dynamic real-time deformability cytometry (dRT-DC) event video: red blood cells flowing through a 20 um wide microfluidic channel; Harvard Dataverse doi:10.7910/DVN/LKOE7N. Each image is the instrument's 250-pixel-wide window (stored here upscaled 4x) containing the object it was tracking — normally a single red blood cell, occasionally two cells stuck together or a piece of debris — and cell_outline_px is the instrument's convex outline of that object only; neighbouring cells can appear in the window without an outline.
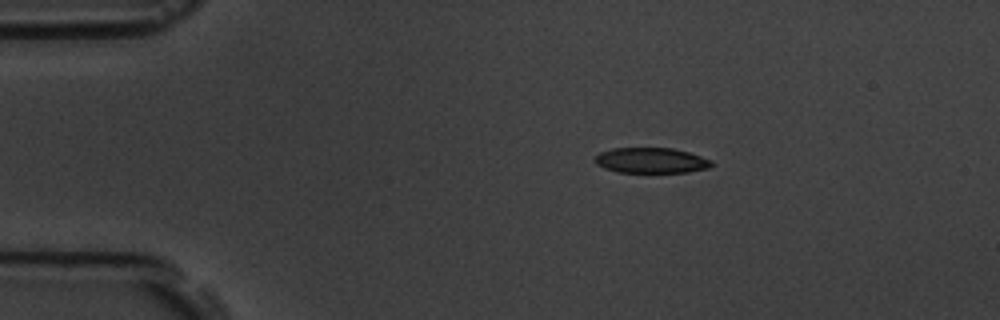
{"species": "common noctule bat (a hibernating species)", "species_latin": "Nyctalus noctula", "temperature_condition": "room temperature", "stored_images_in_passage": 46, "camera_frame_rate_fps": 3000, "um_per_image_px": 0.085, "animal": {"sex": "male", "body_mass_g": 19.5, "forearm_length_mm": 54.6}, "frame": {"image": 1, "passage_image": 1, "time_ms": 0.0, "image_size_px": [1000, 320], "cell_outline_px": [[712, 164], [708, 168], [688, 172], [616, 172], [604, 168], [596, 164], [592, 160], [600, 152], [612, 148], [672, 148], [688, 152], [712, 160]], "centroid_in_image_um": [55.3, 13.63], "position_along_channel_um": 29.7, "area_um2": 17.28}}
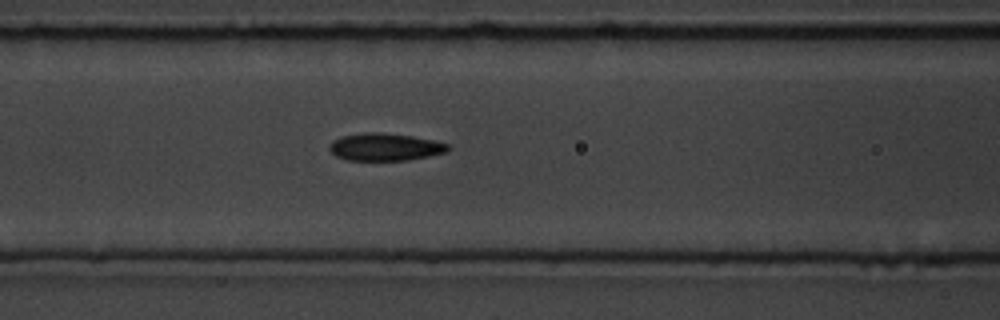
{"frame": {"image": 2, "passage_image": 14, "time_ms": 4.333, "image_size_px": [1000, 320], "cell_outline_px": [[452, 148], [448, 152], [408, 160], [344, 160], [336, 156], [328, 148], [328, 144], [332, 140], [340, 136], [364, 132], [380, 132], [412, 136], [432, 140], [448, 144]], "centroid_in_image_um": [32.7, 12.49], "position_along_channel_um": 133.9, "area_um2": 19.19}}
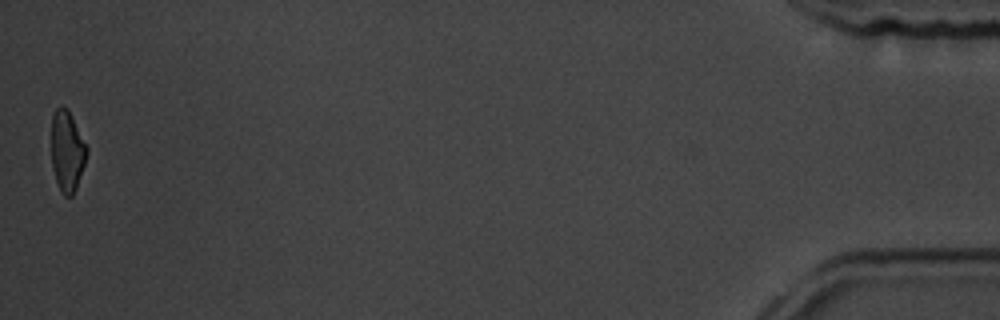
{"frame": {"image": 3, "passage_image": 46, "time_ms": 15.0, "image_size_px": [1000, 320], "cell_outline_px": [[88, 152], [76, 188], [72, 196], [64, 196], [60, 192], [52, 168], [52, 116], [56, 108], [60, 104], [68, 108], [88, 148]], "centroid_in_image_um": [5.7, 12.82], "position_along_channel_um": 429.5, "area_um2": 16.7}, "authors_computed_cell_mechanics": {"area_um2": 18.4382, "velocity_mm_per_s": 3.6794, "shape_relaxation_time_tau1_ms": 3.0387, "shape_relaxation_time_tau2_ms": 2.1635, "deformation_change_tau1": 0.1295, "deformation_change_tau2": 0.0892}}